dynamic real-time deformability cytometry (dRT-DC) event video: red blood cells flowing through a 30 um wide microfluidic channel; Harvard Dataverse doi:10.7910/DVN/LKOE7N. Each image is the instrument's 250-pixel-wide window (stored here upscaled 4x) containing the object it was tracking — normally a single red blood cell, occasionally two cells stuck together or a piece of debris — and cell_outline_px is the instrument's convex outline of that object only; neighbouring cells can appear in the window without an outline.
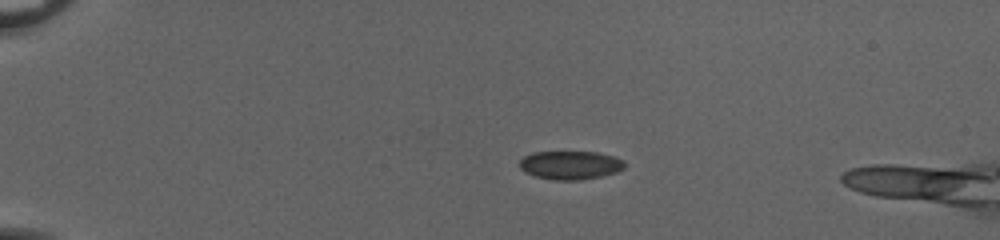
{"species": "common noctule bat (a hibernating species)", "species_latin": "Nyctalus noctula", "temperature_condition": "cold", "stored_images_in_passage": 44, "segment_of_instrument_passage": [1, 2], "camera_frame_rate_fps": 3000, "um_per_image_px": 0.085, "animal": {"sex": "female", "body_mass_g": 20.0, "forearm_length_mm": 54.0}, "frame": {"image": 1, "passage_image": 1, "time_ms": 0.0, "image_size_px": [1000, 240], "cell_outline_px": [[624, 168], [616, 172], [600, 176], [580, 180], [556, 180], [536, 176], [520, 168], [520, 160], [524, 156], [532, 152], [596, 152], [612, 156], [624, 160]], "centroid_in_image_um": [48.48, 14.03], "position_along_channel_um": 36.5, "area_um2": 17.22}}
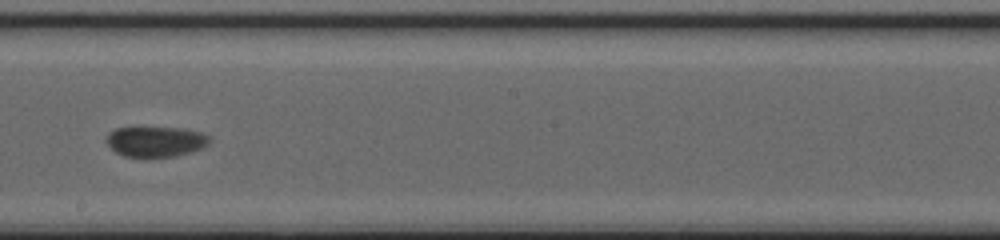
{"frame": {"image": 2, "passage_image": 22, "time_ms": 7.0, "image_size_px": [1000, 240], "cell_outline_px": [[208, 144], [200, 148], [176, 156], [144, 160], [124, 156], [116, 152], [108, 144], [108, 132], [116, 128], [180, 128], [200, 132], [208, 136]], "centroid_in_image_um": [13.19, 12.08], "position_along_channel_um": 235.0, "area_um2": 18.38}}
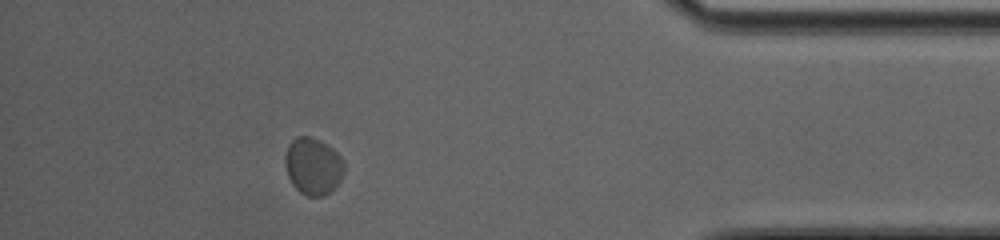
{"frame": {"image": 3, "passage_image": 38, "time_ms": 12.333, "image_size_px": [1000, 240], "cell_outline_px": [[344, 172], [340, 180], [324, 196], [308, 196], [300, 192], [292, 184], [288, 176], [284, 164], [284, 156], [288, 144], [296, 136], [308, 136], [320, 140], [332, 148], [344, 160]], "centroid_in_image_um": [26.59, 14.1], "position_along_channel_um": 408.6, "area_um2": 19.65}}